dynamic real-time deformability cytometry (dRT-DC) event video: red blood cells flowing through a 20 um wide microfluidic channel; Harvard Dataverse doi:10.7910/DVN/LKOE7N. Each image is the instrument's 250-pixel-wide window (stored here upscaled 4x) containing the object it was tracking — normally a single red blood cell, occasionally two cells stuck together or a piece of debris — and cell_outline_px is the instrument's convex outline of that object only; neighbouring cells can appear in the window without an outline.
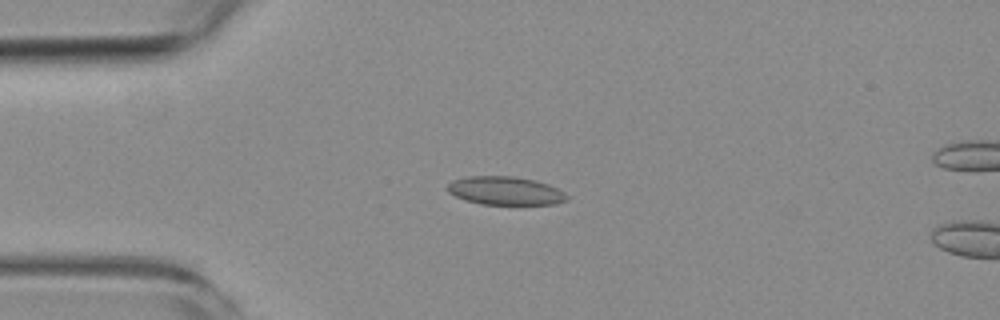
{"species": "common noctule bat (a hibernating species)", "species_latin": "Nyctalus noctula", "temperature_condition": "room temperature", "stored_images_in_passage": 6, "camera_frame_rate_fps": 3000, "um_per_image_px": 0.085, "animal": {"sex": "female", "body_mass_g": 19.3, "forearm_length_mm": 54.1}, "frame": {"image": 1, "passage_image": 3, "time_ms": 2.333, "image_size_px": [1000, 320], "cell_outline_px": [[568, 200], [556, 204], [480, 204], [464, 200], [448, 192], [448, 184], [452, 180], [468, 176], [512, 176], [536, 180], [548, 184], [564, 192], [568, 196]], "centroid_in_image_um": [42.95, 16.21], "position_along_channel_um": 42.0, "area_um2": 19.77}}
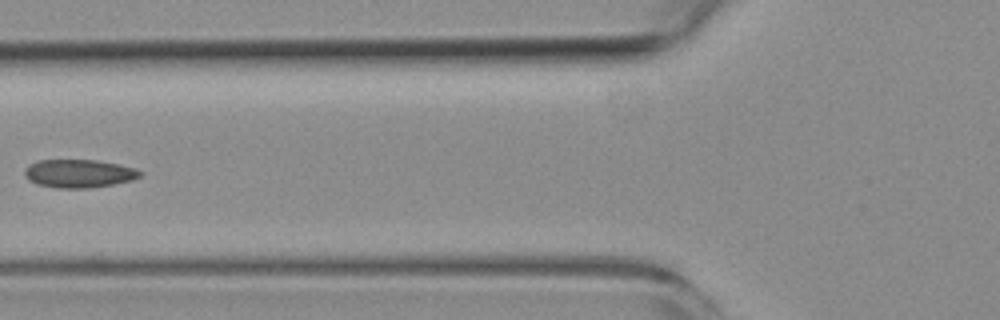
{"frame": {"image": 2, "passage_image": 5, "time_ms": 5.0, "image_size_px": [1000, 320], "cell_outline_px": [[144, 172], [140, 176], [132, 180], [92, 188], [56, 188], [36, 184], [28, 180], [24, 176], [24, 172], [28, 164], [40, 160], [96, 160], [136, 168]], "centroid_in_image_um": [6.69, 14.75], "position_along_channel_um": 119.1, "area_um2": 19.07}}
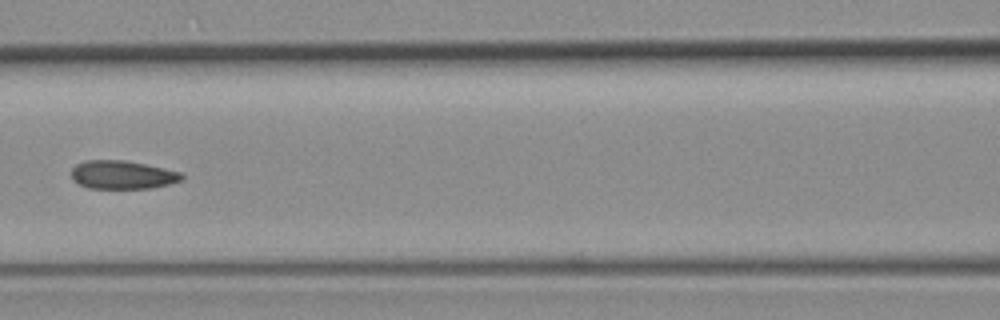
{"frame": {"image": 3, "passage_image": 6, "time_ms": 6.0, "image_size_px": [1000, 320], "cell_outline_px": [[184, 176], [180, 180], [168, 184], [152, 188], [88, 188], [72, 180], [72, 168], [76, 164], [84, 160], [124, 160], [164, 168], [180, 172]], "centroid_in_image_um": [10.37, 14.85], "position_along_channel_um": 156.2, "area_um2": 18.15}}